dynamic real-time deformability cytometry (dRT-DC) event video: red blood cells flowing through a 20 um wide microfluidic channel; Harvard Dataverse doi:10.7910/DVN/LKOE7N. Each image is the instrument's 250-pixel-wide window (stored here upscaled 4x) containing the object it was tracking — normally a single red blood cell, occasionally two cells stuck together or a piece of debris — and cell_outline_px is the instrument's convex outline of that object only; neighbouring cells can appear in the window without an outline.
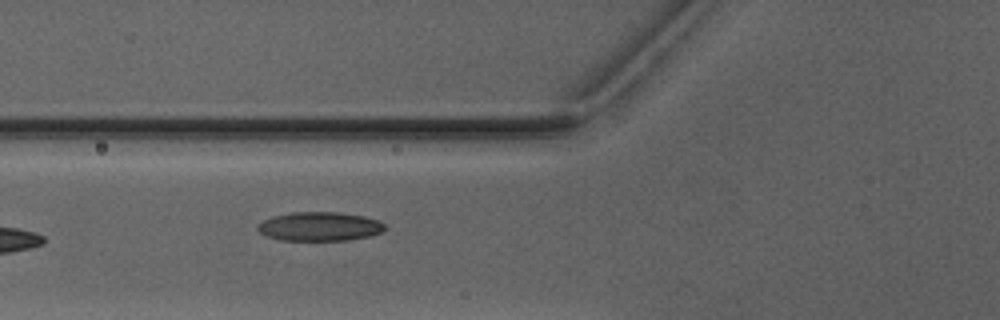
{"species": "Egyptian fruit bat (a non-hibernating species)", "species_latin": "Rousettus aegyptiacus", "temperature_condition": "warm", "stored_images_in_passage": 5, "camera_frame_rate_fps": 3000, "um_per_image_px": 0.085, "animal": {"sex": "male"}, "frame": {"image": 1, "passage_image": 5, "time_ms": 5.667, "image_size_px": [1000, 320], "cell_outline_px": [[388, 228], [384, 232], [372, 236], [344, 240], [280, 240], [264, 236], [256, 228], [264, 220], [272, 216], [292, 212], [340, 212], [364, 216], [380, 220]], "centroid_in_image_um": [27.22, 19.25], "position_along_channel_um": 98.6, "area_um2": 21.73}}